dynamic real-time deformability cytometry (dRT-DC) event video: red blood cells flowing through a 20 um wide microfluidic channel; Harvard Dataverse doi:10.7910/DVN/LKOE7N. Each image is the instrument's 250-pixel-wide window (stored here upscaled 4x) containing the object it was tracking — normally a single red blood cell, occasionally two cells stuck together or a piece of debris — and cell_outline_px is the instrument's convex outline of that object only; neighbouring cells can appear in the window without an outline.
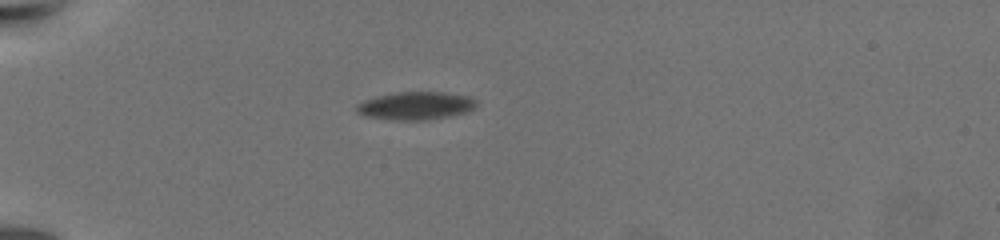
{"species": "common noctule bat (a hibernating species)", "species_latin": "Nyctalus noctula", "temperature_condition": "warm", "stored_images_in_passage": 48, "camera_frame_rate_fps": 3000, "um_per_image_px": 0.085, "animal": {"sex": "female", "body_mass_g": 19.5, "forearm_length_mm": 54.1}, "frame": {"image": 1, "passage_image": 1, "time_ms": 0.0, "image_size_px": [1000, 240], "cell_outline_px": [[476, 104], [472, 108], [460, 112], [444, 116], [416, 120], [372, 116], [360, 112], [356, 108], [360, 104], [376, 96], [400, 92], [440, 92], [464, 96], [472, 100]], "centroid_in_image_um": [35.33, 8.95], "position_along_channel_um": 49.7, "area_um2": 17.8}}
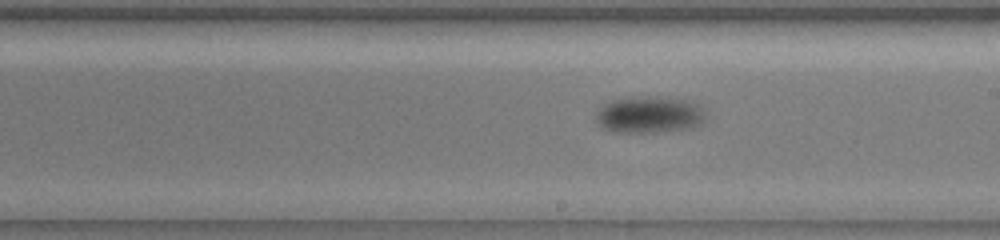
{"frame": {"image": 2, "passage_image": 22, "time_ms": 7.0, "image_size_px": [1000, 240], "cell_outline_px": [[700, 120], [696, 124], [688, 128], [656, 132], [620, 132], [604, 128], [600, 124], [600, 112], [608, 104], [616, 100], [648, 96], [656, 96], [684, 100], [700, 116]], "centroid_in_image_um": [55.1, 9.77], "position_along_channel_um": 233.9, "area_um2": 21.21}}
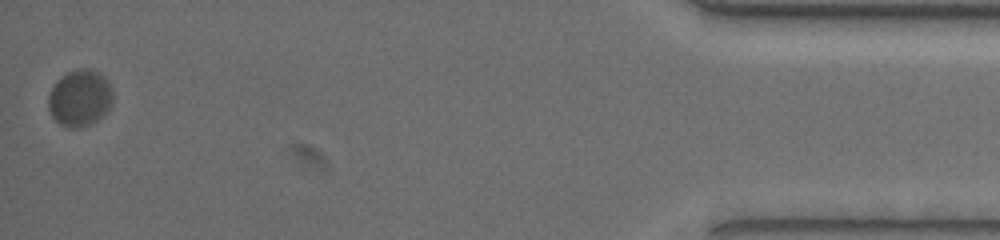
{"frame": {"image": 3, "passage_image": 48, "time_ms": 15.667, "image_size_px": [1000, 240], "cell_outline_px": [[112, 100], [108, 108], [96, 120], [88, 124], [72, 128], [68, 128], [60, 124], [52, 116], [48, 108], [48, 96], [52, 88], [68, 72], [80, 68], [88, 68], [104, 76], [108, 80], [112, 88]], "centroid_in_image_um": [6.78, 8.32], "position_along_channel_um": 428.4, "area_um2": 20.75}, "authors_computed_cell_mechanics": {"area_um2": 20.519, "velocity_mm_per_s": 3.1283, "shape_relaxation_time_tau1_ms": 2.3938, "shape_relaxation_time_tau2_ms": null, "deformation_change_tau1": 0.0848, "deformation_change_tau2": null}}